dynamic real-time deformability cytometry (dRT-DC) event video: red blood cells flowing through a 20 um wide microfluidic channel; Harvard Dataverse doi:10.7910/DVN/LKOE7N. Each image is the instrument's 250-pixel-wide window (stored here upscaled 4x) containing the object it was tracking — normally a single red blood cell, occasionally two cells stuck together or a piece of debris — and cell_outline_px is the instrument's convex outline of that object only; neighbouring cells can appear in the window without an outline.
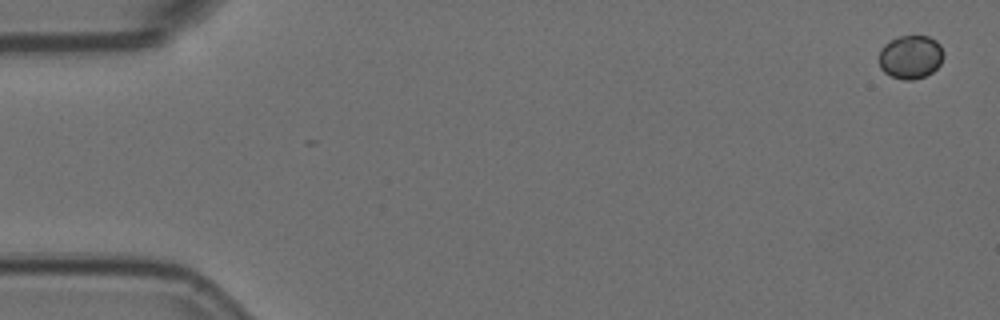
{"species": "Egyptian fruit bat (a non-hibernating species)", "species_latin": "Rousettus aegyptiacus", "temperature_condition": "room temperature", "stored_images_in_passage": 4, "camera_frame_rate_fps": 3000, "um_per_image_px": 0.085, "animal": {"sex": "female"}, "frame": {"image": 1, "passage_image": 1, "time_ms": 0.0, "image_size_px": [1000, 320], "cell_outline_px": [[944, 56], [940, 64], [932, 72], [924, 76], [912, 80], [904, 80], [892, 76], [884, 72], [880, 68], [880, 48], [884, 44], [900, 36], [928, 36], [936, 40], [940, 44], [944, 52]], "centroid_in_image_um": [77.42, 4.84], "position_along_channel_um": 7.6, "area_um2": 16.36}}
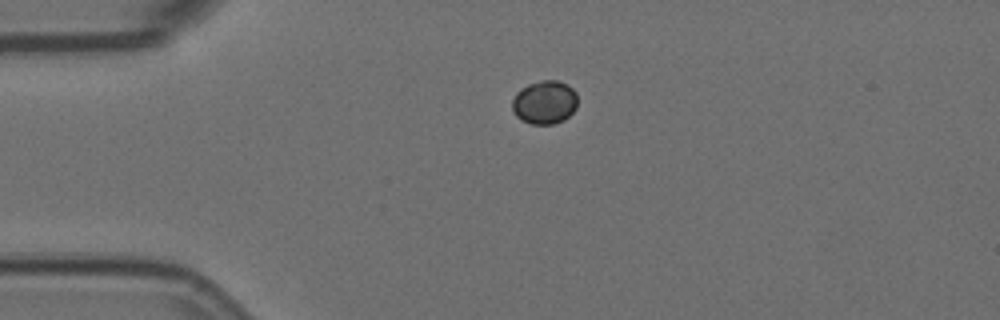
{"frame": {"image": 2, "passage_image": 4, "time_ms": 1.0, "image_size_px": [1000, 320], "cell_outline_px": [[576, 108], [564, 120], [552, 124], [532, 124], [520, 120], [512, 112], [512, 100], [516, 92], [520, 88], [528, 84], [540, 80], [556, 80], [568, 84], [576, 92]], "centroid_in_image_um": [46.26, 8.69], "position_along_channel_um": 38.7, "area_um2": 16.76}}